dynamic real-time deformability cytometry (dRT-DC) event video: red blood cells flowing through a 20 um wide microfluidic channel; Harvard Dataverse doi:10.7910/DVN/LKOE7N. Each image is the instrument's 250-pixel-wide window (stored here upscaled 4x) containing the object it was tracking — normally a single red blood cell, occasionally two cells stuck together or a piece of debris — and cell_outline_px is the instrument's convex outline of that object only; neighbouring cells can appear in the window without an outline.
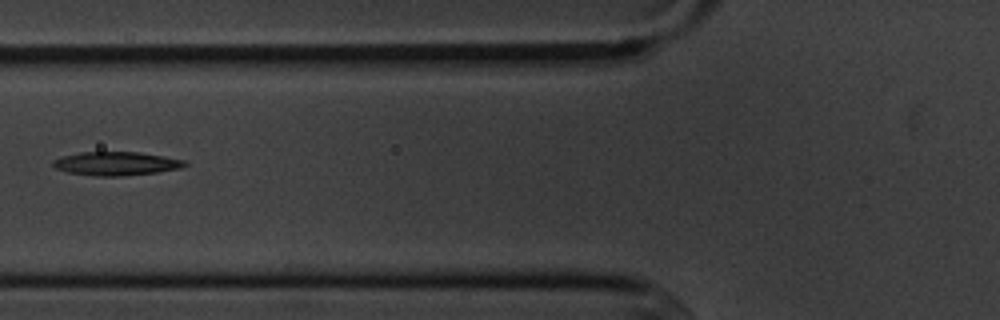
{"species": "common noctule bat (a hibernating species)", "species_latin": "Nyctalus noctula", "temperature_condition": "cold", "stored_images_in_passage": 9, "camera_frame_rate_fps": 3000, "um_per_image_px": 0.085, "animal": {"sex": "male", "body_mass_g": 20.1, "forearm_length_mm": 53.5}, "frame": {"image": 1, "passage_image": 6, "time_ms": 6.0, "image_size_px": [1000, 320], "cell_outline_px": [[188, 164], [180, 168], [156, 172], [124, 176], [96, 176], [68, 172], [56, 168], [52, 164], [52, 160], [64, 156], [80, 152], [140, 152], [164, 156], [184, 160]], "centroid_in_image_um": [9.88, 13.9], "position_along_channel_um": 115.9, "area_um2": 18.03}}
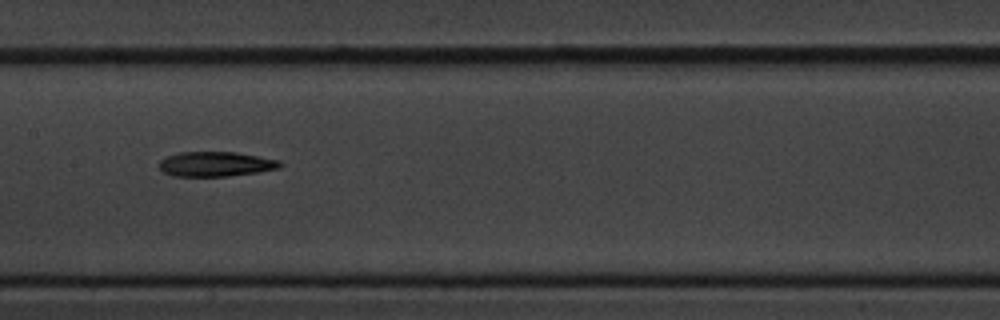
{"frame": {"image": 2, "passage_image": 8, "time_ms": 8.0, "image_size_px": [1000, 320], "cell_outline_px": [[284, 164], [280, 168], [260, 172], [228, 176], [172, 176], [164, 172], [160, 168], [160, 160], [168, 156], [180, 152], [236, 152], [280, 160]], "centroid_in_image_um": [18.39, 13.95], "position_along_channel_um": 189.0, "area_um2": 17.51}}
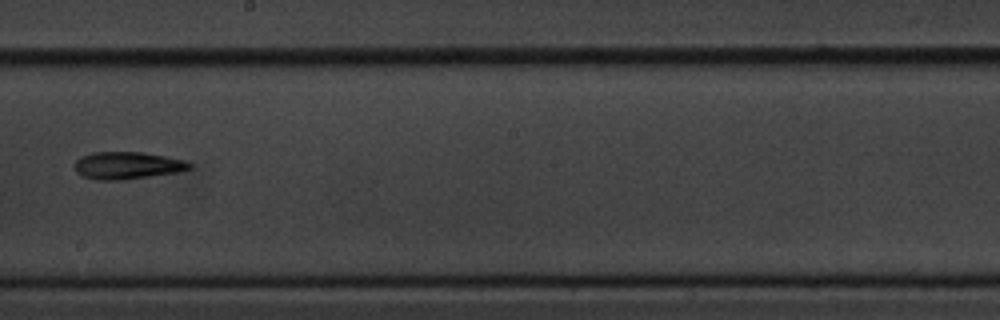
{"frame": {"image": 3, "passage_image": 9, "time_ms": 9.333, "image_size_px": [1000, 320], "cell_outline_px": [[192, 168], [180, 172], [120, 180], [100, 180], [80, 176], [76, 172], [72, 164], [80, 156], [92, 152], [144, 152], [188, 160], [192, 164]], "centroid_in_image_um": [10.82, 14.06], "position_along_channel_um": 237.4, "area_um2": 18.67}}